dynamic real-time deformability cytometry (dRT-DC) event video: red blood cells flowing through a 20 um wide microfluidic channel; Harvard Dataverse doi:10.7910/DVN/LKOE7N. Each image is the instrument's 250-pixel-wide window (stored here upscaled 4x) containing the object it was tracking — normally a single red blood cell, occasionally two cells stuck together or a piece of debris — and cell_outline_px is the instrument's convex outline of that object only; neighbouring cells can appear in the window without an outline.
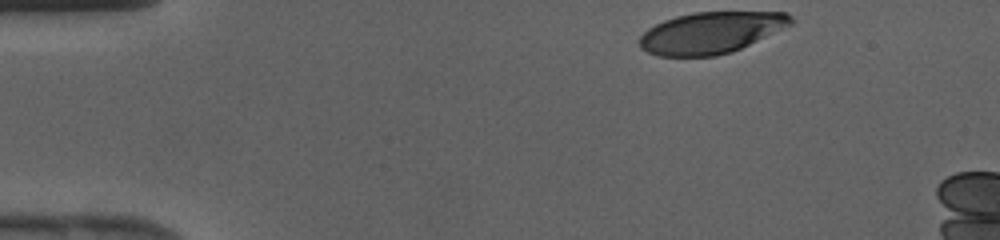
{"species": "human", "species_latin": "Homo sapiens", "temperature_condition": "cold", "stored_images_in_passage": 31, "camera_frame_rate_fps": 3000, "um_per_image_px": 0.085, "donor": {"sex": "female"}, "frame": {"image": 1, "passage_image": 1, "time_ms": 0.0, "image_size_px": [1000, 240], "cell_outline_px": [[792, 24], [732, 52], [716, 56], [660, 56], [648, 52], [640, 48], [640, 36], [648, 28], [664, 20], [676, 16], [692, 12], [788, 12], [792, 16]], "centroid_in_image_um": [60.42, 2.77], "position_along_channel_um": 24.6, "area_um2": 36.41}}
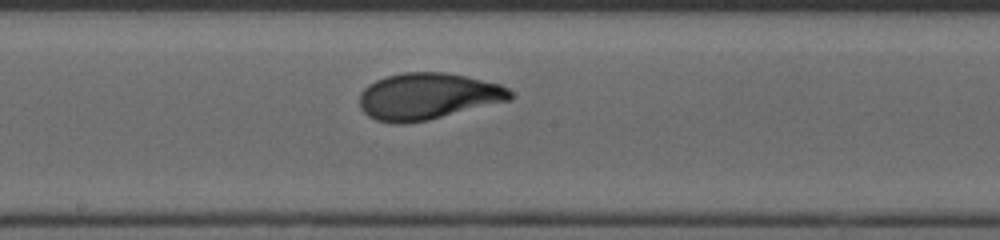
{"frame": {"image": 2, "passage_image": 18, "time_ms": 5.667, "image_size_px": [1000, 240], "cell_outline_px": [[512, 100], [428, 120], [404, 124], [392, 124], [376, 120], [368, 116], [360, 108], [360, 92], [368, 84], [384, 76], [404, 72], [444, 72], [468, 76], [500, 84], [508, 88], [512, 92]], "centroid_in_image_um": [36.36, 8.18], "position_along_channel_um": 211.8, "area_um2": 41.33}}
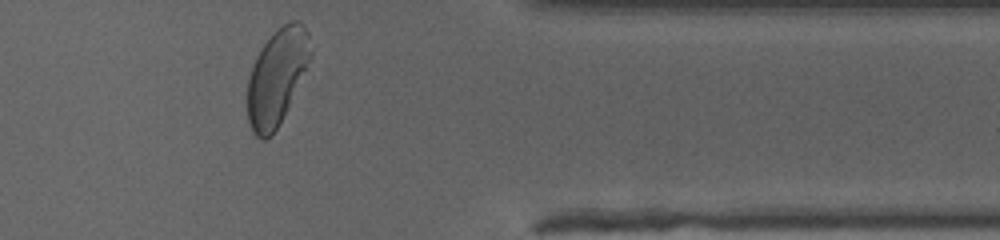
{"frame": {"image": 3, "passage_image": 30, "time_ms": 9.667, "image_size_px": [1000, 240], "cell_outline_px": [[312, 52], [284, 116], [276, 128], [264, 140], [260, 140], [252, 132], [248, 120], [248, 80], [256, 56], [264, 44], [284, 24], [292, 20], [300, 20], [304, 24], [308, 32]], "centroid_in_image_um": [23.53, 6.53], "position_along_channel_um": 387.9, "area_um2": 34.39}}